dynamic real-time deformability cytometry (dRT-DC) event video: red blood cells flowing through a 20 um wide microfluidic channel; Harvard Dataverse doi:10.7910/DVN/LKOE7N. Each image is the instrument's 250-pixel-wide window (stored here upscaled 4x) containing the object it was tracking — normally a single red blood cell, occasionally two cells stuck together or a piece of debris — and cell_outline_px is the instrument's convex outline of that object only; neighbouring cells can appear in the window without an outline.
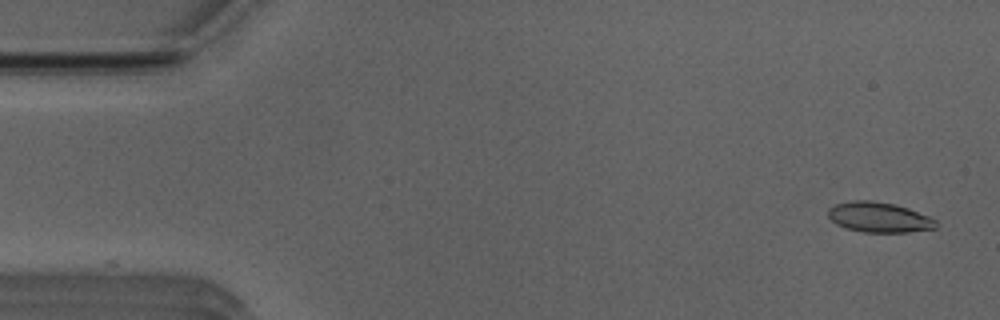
{"species": "Egyptian fruit bat (a non-hibernating species)", "species_latin": "Rousettus aegyptiacus", "temperature_condition": "room temperature", "stored_images_in_passage": 27, "camera_frame_rate_fps": 3000, "um_per_image_px": 0.085, "animal": {"sex": "male"}, "frame": {"image": 1, "passage_image": 1, "time_ms": 0.0, "image_size_px": [1000, 320], "cell_outline_px": [[936, 228], [908, 232], [864, 232], [844, 228], [836, 224], [828, 216], [828, 208], [836, 204], [852, 200], [872, 200], [896, 204], [908, 208], [928, 216], [936, 220]], "centroid_in_image_um": [74.69, 18.46], "position_along_channel_um": 10.3, "area_um2": 19.02}}
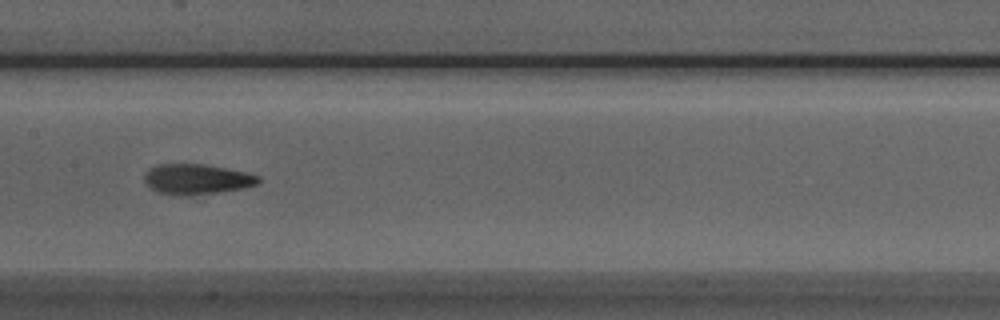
{"frame": {"image": 2, "passage_image": 24, "time_ms": 7.667, "image_size_px": [1000, 320], "cell_outline_px": [[260, 184], [244, 188], [220, 192], [192, 196], [180, 196], [156, 192], [144, 180], [144, 176], [148, 168], [156, 164], [204, 164], [244, 172], [260, 176]], "centroid_in_image_um": [16.72, 15.24], "position_along_channel_um": 190.7, "area_um2": 20.35}}
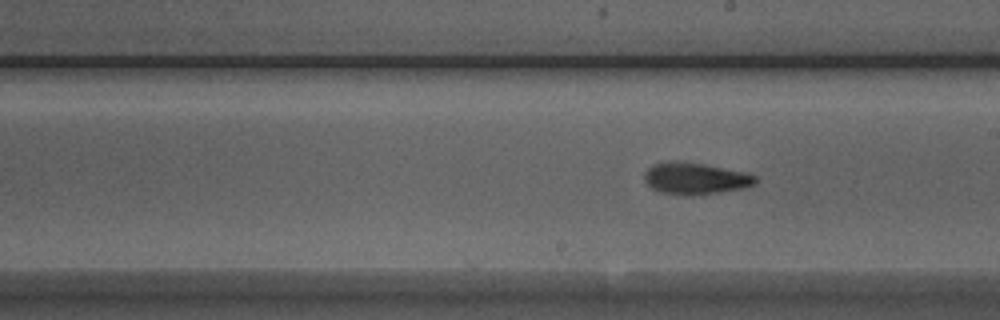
{"frame": {"image": 3, "passage_image": 27, "time_ms": 8.667, "image_size_px": [1000, 320], "cell_outline_px": [[756, 184], [744, 188], [700, 196], [684, 196], [660, 192], [652, 188], [644, 180], [644, 172], [652, 164], [676, 160], [704, 164], [744, 172], [756, 176]], "centroid_in_image_um": [59.08, 15.19], "position_along_channel_um": 229.9, "area_um2": 20.87}}